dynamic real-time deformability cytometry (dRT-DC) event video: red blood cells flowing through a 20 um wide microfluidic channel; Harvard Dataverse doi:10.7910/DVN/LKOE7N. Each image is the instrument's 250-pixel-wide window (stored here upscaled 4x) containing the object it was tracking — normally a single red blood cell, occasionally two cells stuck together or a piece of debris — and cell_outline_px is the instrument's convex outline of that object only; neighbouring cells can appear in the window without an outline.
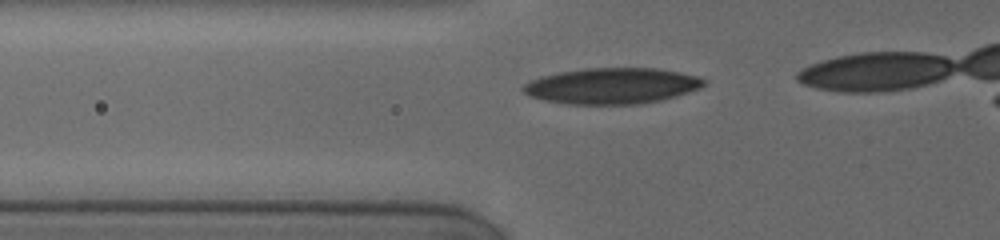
{"species": "human", "species_latin": "Homo sapiens", "temperature_condition": "cold", "stored_images_in_passage": 9, "camera_frame_rate_fps": 3000, "um_per_image_px": 0.085, "donor": {"sex": "female"}, "frame": {"image": 1, "passage_image": 6, "time_ms": 4.333, "image_size_px": [1000, 240], "cell_outline_px": [[708, 80], [700, 88], [676, 96], [660, 100], [640, 104], [568, 104], [544, 100], [532, 96], [524, 92], [520, 88], [524, 84], [532, 80], [544, 76], [560, 72], [588, 68], [656, 68], [680, 72], [700, 76]], "centroid_in_image_um": [52.06, 7.3], "position_along_channel_um": 73.7, "area_um2": 37.74}}